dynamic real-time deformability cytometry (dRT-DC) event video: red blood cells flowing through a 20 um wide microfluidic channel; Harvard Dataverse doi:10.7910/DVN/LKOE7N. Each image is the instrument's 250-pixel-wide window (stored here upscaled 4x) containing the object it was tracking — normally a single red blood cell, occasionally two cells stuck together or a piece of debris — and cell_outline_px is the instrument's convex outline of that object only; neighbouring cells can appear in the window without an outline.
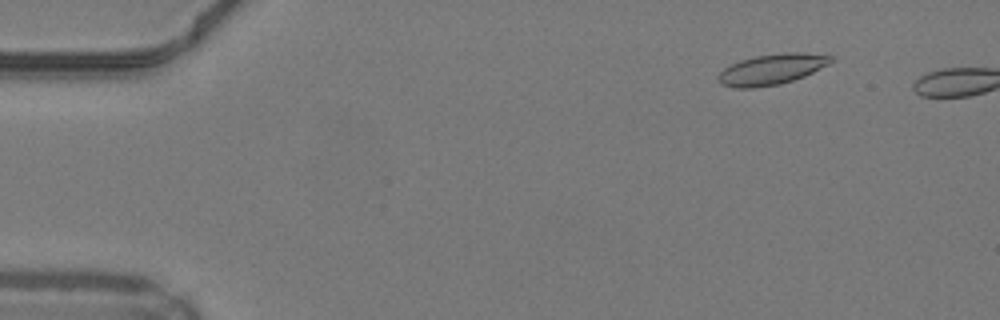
{"species": "common noctule bat (a hibernating species)", "species_latin": "Nyctalus noctula", "temperature_condition": "warm", "stored_images_in_passage": 5, "camera_frame_rate_fps": 3000, "um_per_image_px": 0.085, "animal": {"sex": "male", "body_mass_g": 19.2, "forearm_length_mm": 51.8}, "frame": {"image": 1, "passage_image": 3, "time_ms": 0.667, "image_size_px": [1000, 320], "cell_outline_px": [[836, 60], [804, 76], [780, 84], [752, 88], [732, 88], [720, 84], [716, 76], [724, 68], [740, 60], [756, 56], [788, 52], [804, 52], [832, 56]], "centroid_in_image_um": [65.58, 5.89], "position_along_channel_um": 19.4, "area_um2": 20.11}}